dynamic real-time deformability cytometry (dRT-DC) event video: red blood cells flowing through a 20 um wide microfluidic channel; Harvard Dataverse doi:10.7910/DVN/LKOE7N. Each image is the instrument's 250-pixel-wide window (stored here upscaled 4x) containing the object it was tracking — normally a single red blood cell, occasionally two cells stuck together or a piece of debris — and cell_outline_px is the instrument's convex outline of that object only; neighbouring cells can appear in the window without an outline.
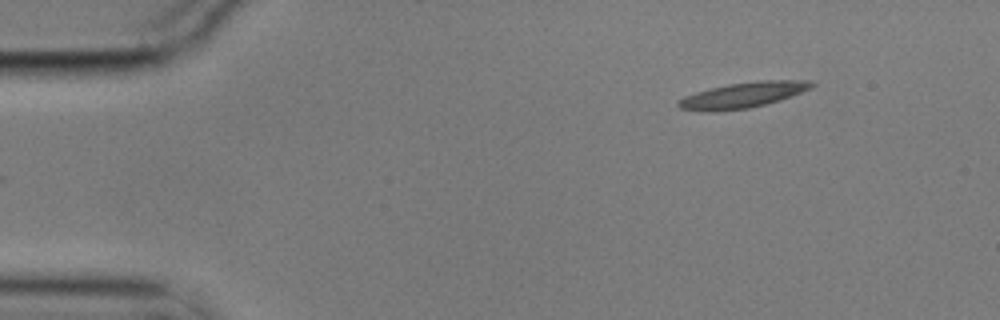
{"species": "common noctule bat (a hibernating species)", "species_latin": "Nyctalus noctula", "temperature_condition": "cold", "stored_images_in_passage": 3, "camera_frame_rate_fps": 3000, "um_per_image_px": 0.085, "animal": {"sex": "male", "body_mass_g": 17.9}, "frame": {"image": 1, "passage_image": 3, "time_ms": 0.667, "image_size_px": [1000, 320], "cell_outline_px": [[816, 84], [812, 88], [792, 96], [780, 100], [748, 108], [716, 112], [704, 112], [680, 108], [676, 104], [684, 96], [696, 92], [728, 84], [760, 80], [812, 80]], "centroid_in_image_um": [63.18, 8.08], "position_along_channel_um": 21.8, "area_um2": 19.94}}